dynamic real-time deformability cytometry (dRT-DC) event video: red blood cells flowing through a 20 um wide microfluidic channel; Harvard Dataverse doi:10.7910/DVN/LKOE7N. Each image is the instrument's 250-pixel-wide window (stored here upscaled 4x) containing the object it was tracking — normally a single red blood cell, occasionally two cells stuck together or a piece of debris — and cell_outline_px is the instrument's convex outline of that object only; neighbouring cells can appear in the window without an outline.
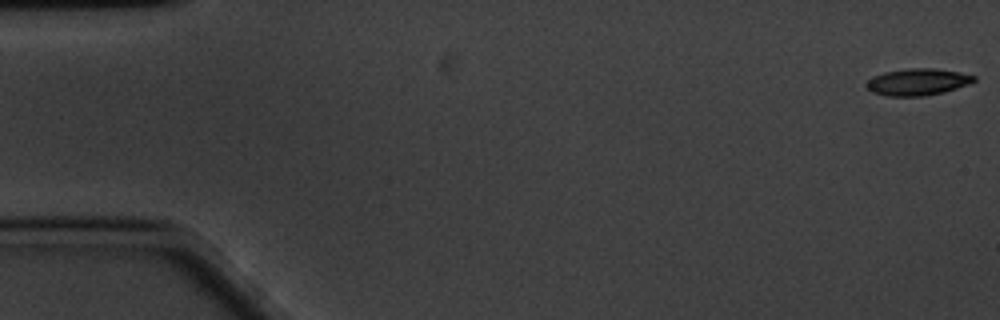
{"species": "common noctule bat (a hibernating species)", "species_latin": "Nyctalus noctula", "temperature_condition": "cold", "stored_images_in_passage": 60, "camera_frame_rate_fps": 3000, "um_per_image_px": 0.085, "animal": {"sex": "male", "body_mass_g": 20.1, "forearm_length_mm": 53.5}, "frame": {"image": 1, "passage_image": 1, "time_ms": 0.0, "image_size_px": [1000, 320], "cell_outline_px": [[976, 80], [968, 84], [944, 92], [924, 96], [888, 96], [872, 92], [868, 88], [868, 80], [872, 76], [884, 72], [912, 68], [932, 68], [960, 72], [976, 76]], "centroid_in_image_um": [78.01, 6.96], "position_along_channel_um": 7.0, "area_um2": 16.65}}
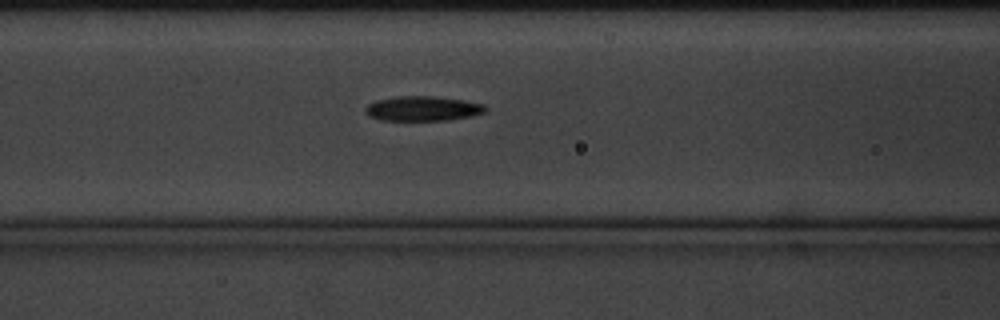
{"frame": {"image": 2, "passage_image": 24, "time_ms": 7.667, "image_size_px": [1000, 320], "cell_outline_px": [[488, 108], [484, 112], [472, 116], [444, 120], [380, 120], [368, 116], [364, 112], [364, 108], [368, 104], [376, 100], [396, 96], [432, 96], [464, 100], [484, 104]], "centroid_in_image_um": [35.9, 9.22], "position_along_channel_um": 130.7, "area_um2": 17.4}}
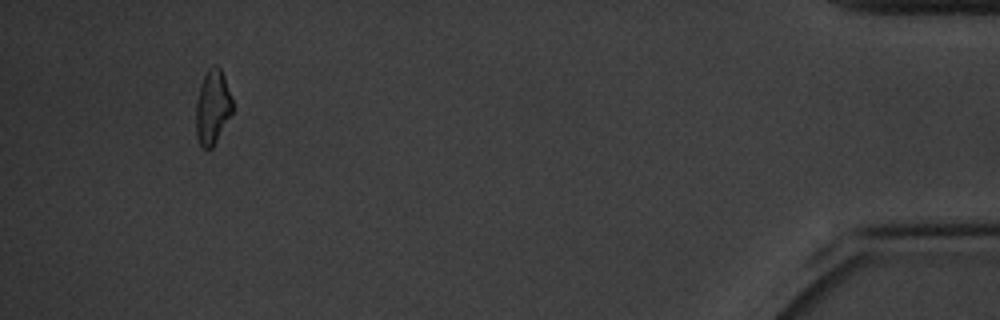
{"frame": {"image": 3, "passage_image": 56, "time_ms": 18.333, "image_size_px": [1000, 320], "cell_outline_px": [[232, 112], [212, 148], [208, 152], [200, 144], [196, 136], [196, 100], [204, 76], [208, 68], [212, 64], [216, 64], [220, 68], [224, 76], [232, 96]], "centroid_in_image_um": [18.06, 9.1], "position_along_channel_um": 417.1, "area_um2": 15.84}, "authors_computed_cell_mechanics": {"area_um2": 16.8776, "velocity_mm_per_s": 3.3534, "shape_relaxation_time_tau1_ms": 4.1438, "shape_relaxation_time_tau2_ms": 5.2713, "deformation_change_tau1": 0.1312, "deformation_change_tau2": 0.1278}}